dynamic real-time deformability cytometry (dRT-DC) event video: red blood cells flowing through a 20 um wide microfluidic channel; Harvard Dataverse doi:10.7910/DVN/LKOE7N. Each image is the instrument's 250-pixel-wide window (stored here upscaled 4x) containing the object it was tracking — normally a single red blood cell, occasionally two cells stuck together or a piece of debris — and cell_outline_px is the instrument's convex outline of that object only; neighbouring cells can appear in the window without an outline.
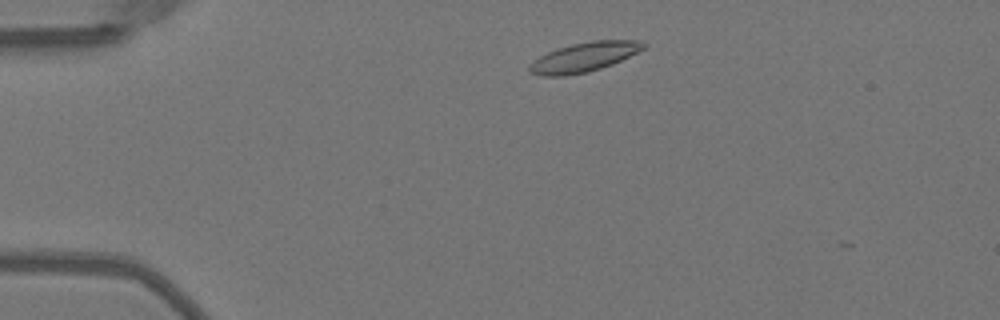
{"species": "Egyptian fruit bat (a non-hibernating species)", "species_latin": "Rousettus aegyptiacus", "temperature_condition": "warm", "stored_images_in_passage": 38, "camera_frame_rate_fps": 3000, "um_per_image_px": 0.085, "animal": {"sex": "female"}, "frame": {"image": 1, "passage_image": 2, "time_ms": 0.333, "image_size_px": [1000, 320], "cell_outline_px": [[648, 44], [644, 48], [612, 64], [588, 72], [564, 76], [540, 76], [528, 72], [528, 64], [540, 56], [556, 48], [572, 44], [592, 40], [640, 40]], "centroid_in_image_um": [49.6, 4.85], "position_along_channel_um": 35.4, "area_um2": 19.59}}
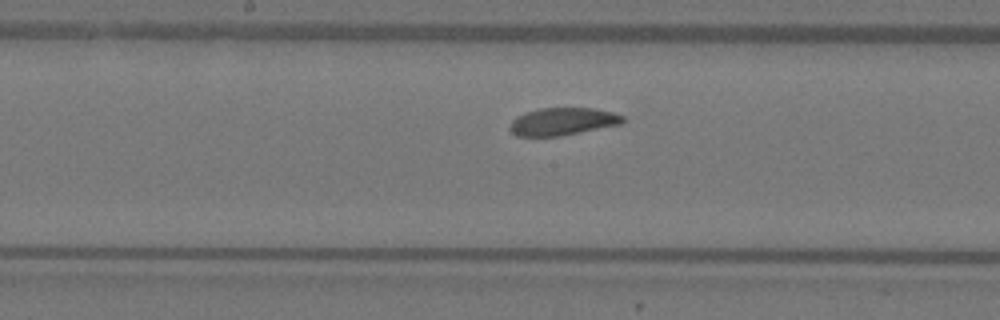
{"frame": {"image": 2, "passage_image": 18, "time_ms": 5.667, "image_size_px": [1000, 320], "cell_outline_px": [[628, 120], [624, 124], [560, 136], [516, 136], [508, 128], [512, 120], [516, 116], [540, 108], [596, 108], [612, 112], [624, 116]], "centroid_in_image_um": [47.88, 10.33], "position_along_channel_um": 200.3, "area_um2": 18.38}}
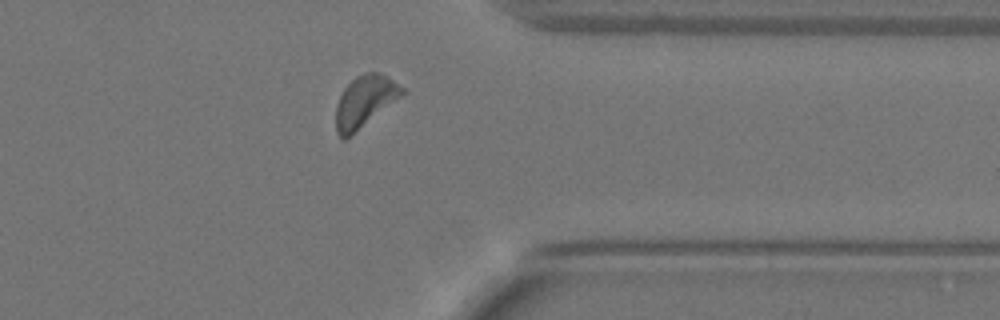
{"frame": {"image": 3, "passage_image": 32, "time_ms": 10.333, "image_size_px": [1000, 320], "cell_outline_px": [[404, 92], [400, 96], [344, 140], [336, 132], [336, 104], [344, 88], [356, 76], [364, 72], [376, 72], [392, 80], [404, 88]], "centroid_in_image_um": [30.95, 8.6], "position_along_channel_um": 380.4, "area_um2": 19.07}}